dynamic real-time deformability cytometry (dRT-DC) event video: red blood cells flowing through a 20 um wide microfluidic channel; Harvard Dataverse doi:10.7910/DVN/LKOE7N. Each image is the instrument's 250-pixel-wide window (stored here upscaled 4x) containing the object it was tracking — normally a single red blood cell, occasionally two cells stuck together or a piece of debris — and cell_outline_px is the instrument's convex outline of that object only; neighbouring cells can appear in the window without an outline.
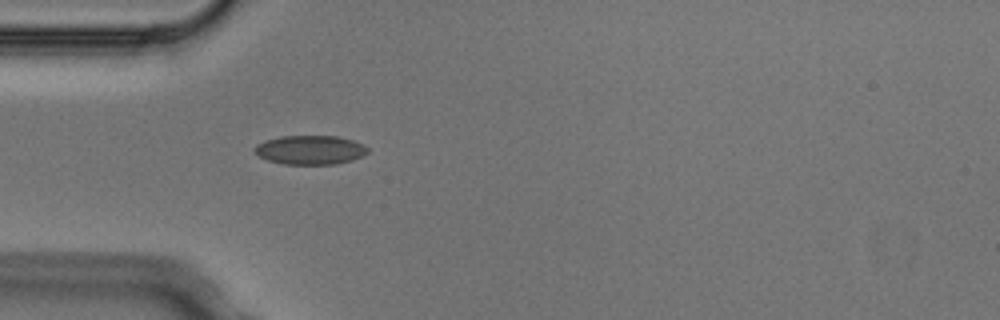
{"species": "Egyptian fruit bat (a non-hibernating species)", "species_latin": "Rousettus aegyptiacus", "temperature_condition": "cold", "stored_images_in_passage": 3, "camera_frame_rate_fps": 3000, "um_per_image_px": 0.085, "animal": {"sex": "male"}, "frame": {"image": 1, "passage_image": 3, "time_ms": 0.667, "image_size_px": [1000, 320], "cell_outline_px": [[368, 152], [364, 156], [352, 160], [336, 164], [284, 164], [268, 160], [260, 156], [252, 148], [256, 144], [264, 140], [280, 136], [336, 136], [352, 140], [364, 144], [368, 148]], "centroid_in_image_um": [26.37, 12.74], "position_along_channel_um": 58.6, "area_um2": 19.25}}